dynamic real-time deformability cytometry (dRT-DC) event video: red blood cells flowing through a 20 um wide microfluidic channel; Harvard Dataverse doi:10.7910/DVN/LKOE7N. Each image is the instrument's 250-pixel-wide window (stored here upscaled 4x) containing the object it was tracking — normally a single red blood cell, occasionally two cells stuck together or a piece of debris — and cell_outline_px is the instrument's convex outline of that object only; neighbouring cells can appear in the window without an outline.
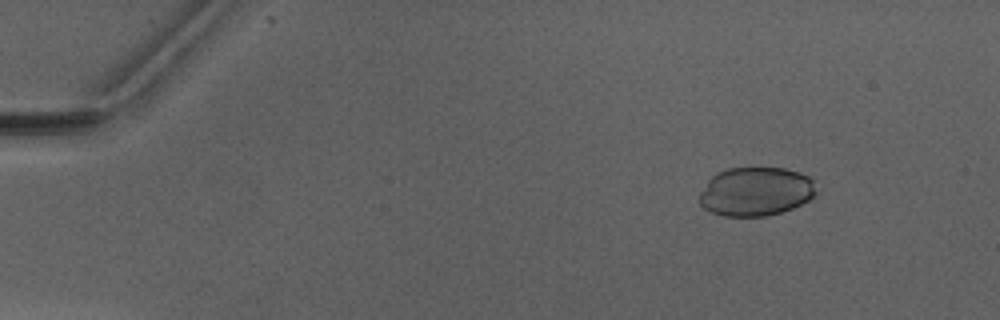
{"species": "Egyptian fruit bat (a non-hibernating species)", "species_latin": "Rousettus aegyptiacus", "temperature_condition": "warm", "stored_images_in_passage": 5, "camera_frame_rate_fps": 3000, "um_per_image_px": 0.085, "animal": {"sex": "male"}, "frame": {"image": 1, "passage_image": 2, "time_ms": 1.333, "image_size_px": [1000, 320], "cell_outline_px": [[816, 192], [808, 200], [792, 208], [780, 212], [764, 216], [724, 216], [712, 212], [704, 208], [700, 204], [700, 192], [708, 180], [716, 172], [728, 168], [784, 168], [800, 172], [808, 176], [812, 180]], "centroid_in_image_um": [64.21, 16.27], "position_along_channel_um": 20.8, "area_um2": 33.06}}